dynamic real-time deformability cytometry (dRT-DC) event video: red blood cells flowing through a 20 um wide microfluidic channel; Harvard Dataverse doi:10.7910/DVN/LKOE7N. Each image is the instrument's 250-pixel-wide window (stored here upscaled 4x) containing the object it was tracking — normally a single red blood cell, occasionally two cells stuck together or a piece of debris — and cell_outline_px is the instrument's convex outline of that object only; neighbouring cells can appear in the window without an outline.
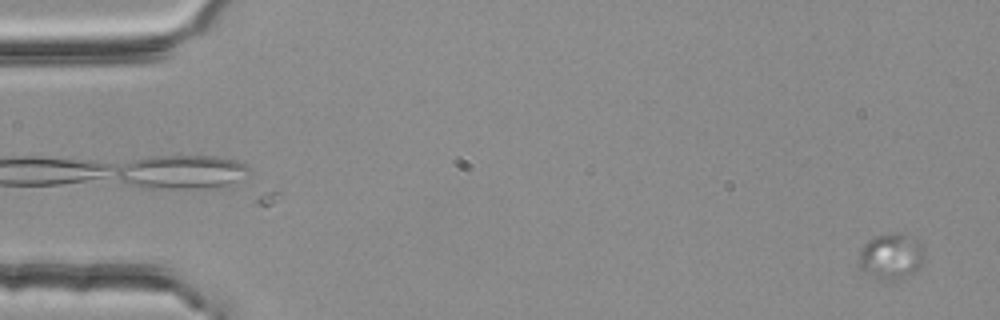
{"species": "common noctule bat (a hibernating species)", "species_latin": "Nyctalus noctula", "temperature_condition": "room temperature", "stored_images_in_passage": 21, "camera_frame_rate_fps": 3000, "um_per_image_px": 0.085, "animal": {"sex": "female", "body_mass_g": 25.1}, "frame": {"image": 1, "passage_image": 2, "time_ms": 0.333, "image_size_px": [1000, 320], "cell_outline_px": [[924, 256], [916, 272], [900, 280], [876, 280], [864, 272], [860, 268], [860, 252], [864, 244], [872, 236], [888, 232], [900, 232], [916, 240], [920, 244], [924, 252]], "centroid_in_image_um": [75.73, 21.8], "position_along_channel_um": 9.3, "area_um2": 17.8}}